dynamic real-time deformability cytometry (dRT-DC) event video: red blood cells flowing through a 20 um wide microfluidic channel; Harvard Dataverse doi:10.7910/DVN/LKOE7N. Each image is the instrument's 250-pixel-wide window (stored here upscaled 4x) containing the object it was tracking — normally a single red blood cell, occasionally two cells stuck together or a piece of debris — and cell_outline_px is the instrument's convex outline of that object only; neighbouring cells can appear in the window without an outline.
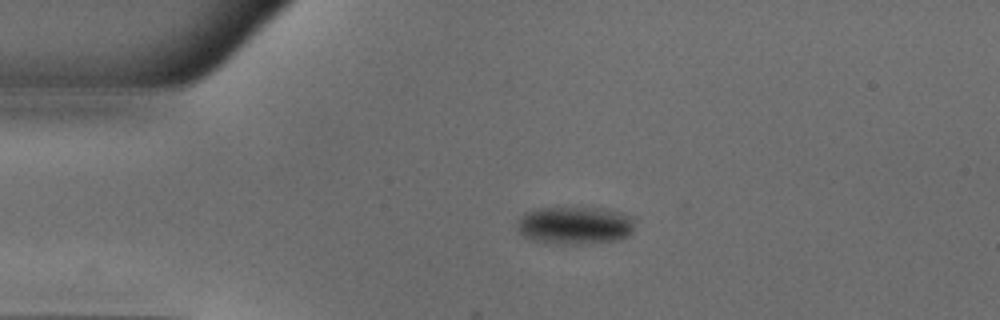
{"species": "common noctule bat (a hibernating species)", "species_latin": "Nyctalus noctula", "temperature_condition": "warm", "stored_images_in_passage": 49, "camera_frame_rate_fps": 3000, "um_per_image_px": 0.085, "animal": {"sex": "male", "body_mass_g": 18.8}, "frame": {"image": 1, "passage_image": 10, "time_ms": 3.0, "image_size_px": [1000, 320], "cell_outline_px": [[632, 232], [628, 236], [620, 240], [572, 244], [560, 244], [532, 240], [524, 236], [516, 228], [516, 220], [524, 212], [536, 208], [608, 208], [620, 212], [628, 216], [632, 220]], "centroid_in_image_um": [48.81, 19.15], "position_along_channel_um": 36.2, "area_um2": 25.95}}
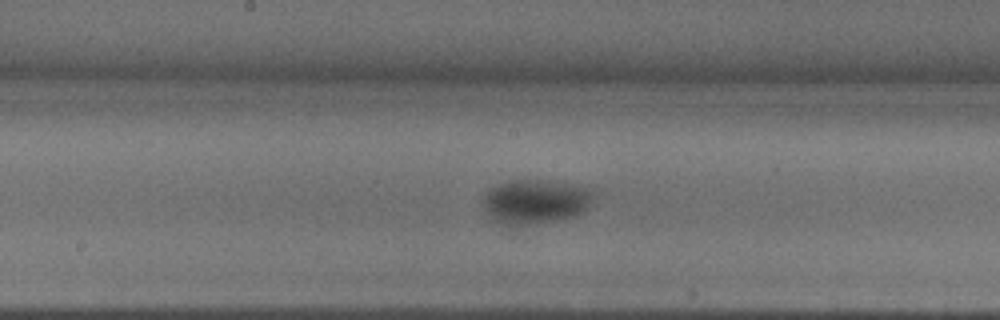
{"frame": {"image": 2, "passage_image": 25, "time_ms": 8.0, "image_size_px": [1000, 320], "cell_outline_px": [[596, 192], [588, 208], [584, 212], [572, 216], [552, 220], [520, 224], [500, 224], [488, 212], [484, 204], [484, 196], [492, 188], [500, 184], [516, 180], [528, 180], [588, 188]], "centroid_in_image_um": [45.54, 17.14], "position_along_channel_um": 202.7, "area_um2": 27.05}}
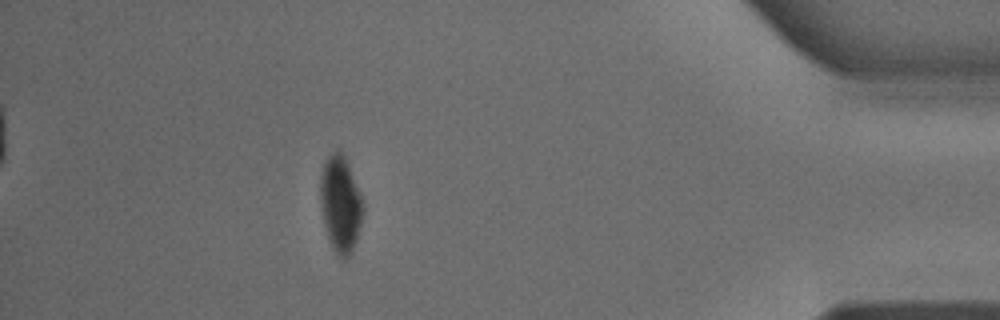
{"frame": {"image": 3, "passage_image": 44, "time_ms": 14.333, "image_size_px": [1000, 320], "cell_outline_px": [[364, 208], [356, 240], [352, 252], [344, 260], [336, 256], [332, 248], [324, 224], [320, 204], [320, 172], [328, 156], [332, 152], [340, 148], [344, 156], [364, 204]], "centroid_in_image_um": [28.92, 17.36], "position_along_channel_um": 406.3, "area_um2": 23.87}, "authors_computed_cell_mechanics": {"area_um2": 25.721, "velocity_mm_per_s": 3.9966, "shape_relaxation_time_tau1_ms": 6.4837, "shape_relaxation_time_tau2_ms": null, "deformation_change_tau1": 0.1431, "deformation_change_tau2": null}}